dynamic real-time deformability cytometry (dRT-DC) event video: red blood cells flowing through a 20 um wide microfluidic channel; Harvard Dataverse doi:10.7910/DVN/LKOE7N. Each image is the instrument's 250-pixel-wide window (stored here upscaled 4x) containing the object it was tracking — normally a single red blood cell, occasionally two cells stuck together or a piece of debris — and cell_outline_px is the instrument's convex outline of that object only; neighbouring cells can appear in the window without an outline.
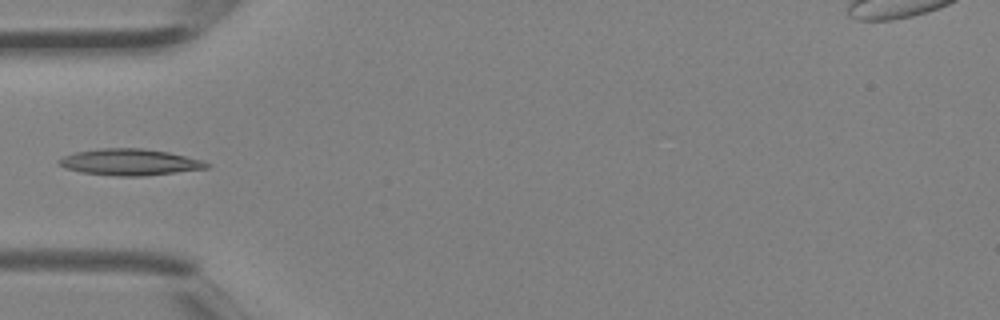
{"species": "Egyptian fruit bat (a non-hibernating species)", "species_latin": "Rousettus aegyptiacus", "temperature_condition": "room temperature", "stored_images_in_passage": 1, "camera_frame_rate_fps": 3000, "um_per_image_px": 0.085, "animal": {"sex": "female"}, "frame": {"image": 1, "passage_image": 1, "time_ms": 0.0, "image_size_px": [1000, 320], "cell_outline_px": [[212, 164], [208, 168], [144, 176], [116, 176], [80, 172], [68, 168], [60, 164], [56, 160], [64, 156], [76, 152], [100, 148], [140, 148], [168, 152], [204, 160]], "centroid_in_image_um": [11.07, 13.78], "position_along_channel_um": 73.9, "area_um2": 22.66}}